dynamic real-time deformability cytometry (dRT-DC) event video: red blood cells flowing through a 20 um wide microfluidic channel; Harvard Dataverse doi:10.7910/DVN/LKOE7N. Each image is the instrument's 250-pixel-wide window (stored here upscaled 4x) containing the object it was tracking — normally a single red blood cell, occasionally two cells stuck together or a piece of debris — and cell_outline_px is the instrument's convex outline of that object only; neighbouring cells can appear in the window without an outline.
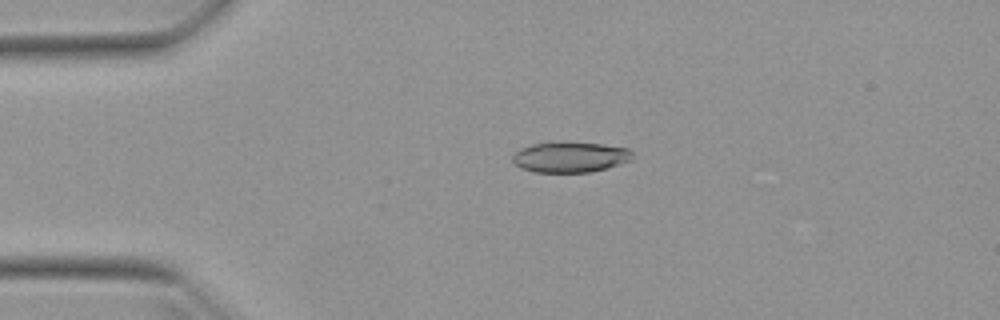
{"species": "Egyptian fruit bat (a non-hibernating species)", "species_latin": "Rousettus aegyptiacus", "temperature_condition": "warm", "stored_images_in_passage": 51, "camera_frame_rate_fps": 3000, "um_per_image_px": 0.085, "animal": {"sex": "female"}, "frame": {"image": 1, "passage_image": 11, "time_ms": 3.333, "image_size_px": [1000, 320], "cell_outline_px": [[632, 160], [608, 168], [592, 172], [536, 172], [520, 168], [512, 160], [512, 156], [520, 148], [532, 144], [600, 144], [628, 148], [632, 152]], "centroid_in_image_um": [48.48, 13.39], "position_along_channel_um": 36.5, "area_um2": 20.75}}
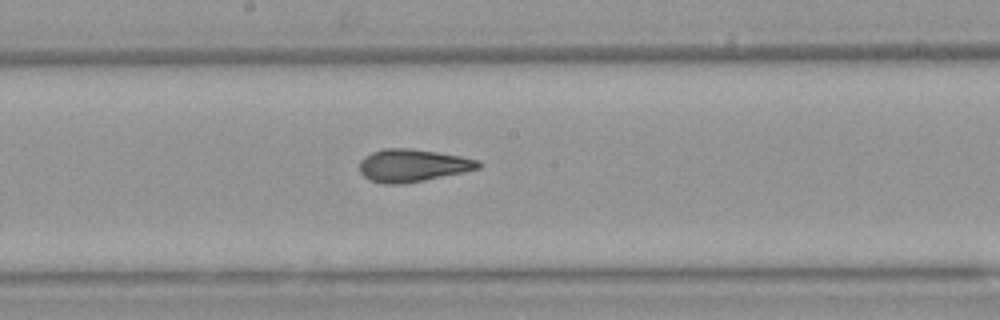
{"frame": {"image": 2, "passage_image": 27, "time_ms": 8.667, "image_size_px": [1000, 320], "cell_outline_px": [[484, 164], [480, 168], [464, 172], [404, 184], [384, 184], [368, 180], [360, 172], [360, 160], [364, 156], [372, 152], [384, 148], [408, 148], [436, 152], [460, 156], [480, 160]], "centroid_in_image_um": [35.08, 14.07], "position_along_channel_um": 213.1, "area_um2": 22.72}}
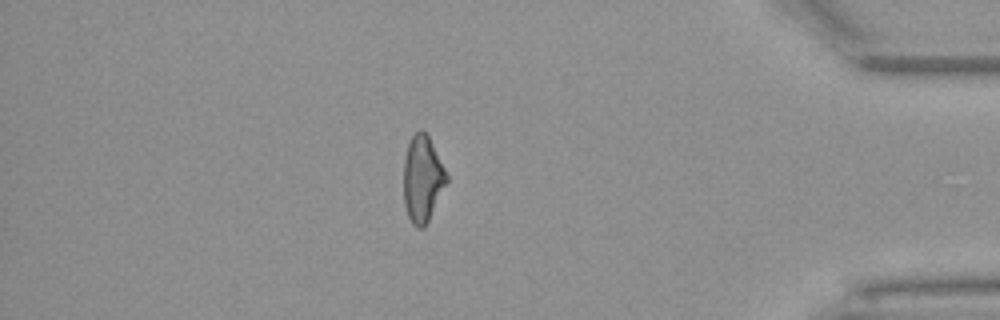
{"frame": {"image": 3, "passage_image": 44, "time_ms": 14.333, "image_size_px": [1000, 320], "cell_outline_px": [[448, 180], [424, 228], [416, 228], [412, 224], [408, 216], [404, 204], [404, 160], [408, 144], [412, 136], [420, 128], [428, 136], [448, 176]], "centroid_in_image_um": [35.89, 15.22], "position_along_channel_um": 399.3, "area_um2": 21.27}, "authors_computed_cell_mechanics": {"area_um2": 22.1952, "velocity_mm_per_s": 3.9714, "shape_relaxation_time_tau1_ms": 10.6308, "shape_relaxation_time_tau2_ms": 1.7451, "deformation_change_tau1": 0.2645, "deformation_change_tau2": 0.0885}}